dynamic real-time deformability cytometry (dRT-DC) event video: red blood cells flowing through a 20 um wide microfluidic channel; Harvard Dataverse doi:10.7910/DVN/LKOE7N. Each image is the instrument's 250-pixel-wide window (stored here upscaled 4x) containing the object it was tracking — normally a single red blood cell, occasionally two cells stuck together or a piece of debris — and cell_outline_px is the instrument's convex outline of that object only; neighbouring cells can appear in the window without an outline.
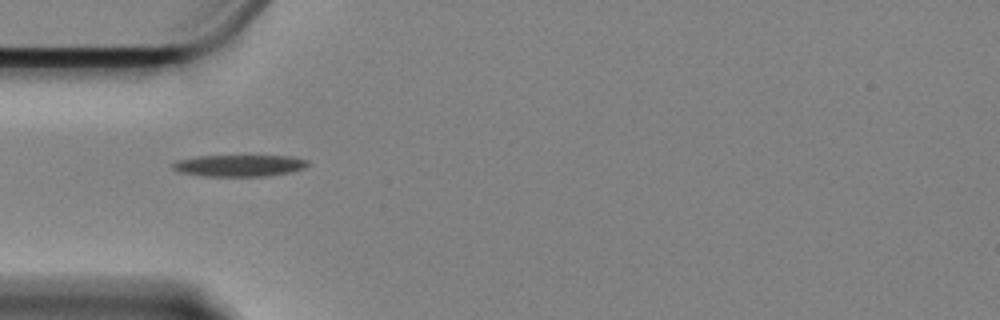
{"species": "Egyptian fruit bat (a non-hibernating species)", "species_latin": "Rousettus aegyptiacus", "temperature_condition": "cold", "stored_images_in_passage": 37, "camera_frame_rate_fps": 3000, "um_per_image_px": 0.085, "animal": {"sex": "female"}, "frame": {"image": 1, "passage_image": 1, "time_ms": 0.0, "image_size_px": [1000, 320], "cell_outline_px": [[308, 164], [304, 168], [292, 172], [264, 176], [204, 176], [180, 172], [172, 168], [172, 164], [176, 160], [196, 156], [248, 152], [292, 156], [308, 160]], "centroid_in_image_um": [20.37, 14.0], "position_along_channel_um": 64.6, "area_um2": 18.44}}
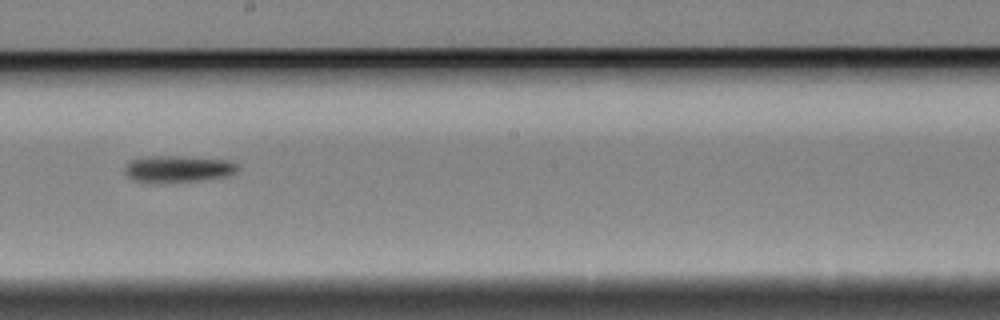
{"frame": {"image": 2, "passage_image": 16, "time_ms": 5.0, "image_size_px": [1000, 320], "cell_outline_px": [[240, 168], [236, 172], [224, 176], [200, 180], [132, 180], [124, 172], [124, 168], [132, 160], [148, 156], [176, 156], [228, 160], [236, 164]], "centroid_in_image_um": [15.16, 14.31], "position_along_channel_um": 233.0, "area_um2": 16.65}}
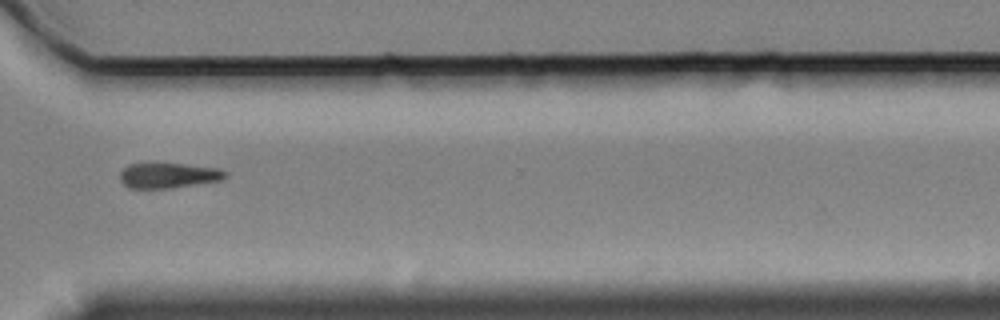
{"frame": {"image": 3, "passage_image": 27, "time_ms": 8.667, "image_size_px": [1000, 320], "cell_outline_px": [[228, 176], [220, 180], [172, 188], [128, 188], [120, 180], [120, 172], [128, 164], [184, 164], [220, 168], [228, 172]], "centroid_in_image_um": [14.34, 14.91], "position_along_channel_um": 356.3, "area_um2": 15.43}, "authors_computed_cell_mechanics": {"area_um2": 16.2996, "velocity_mm_per_s": 3.3624, "shape_relaxation_time_tau1_ms": 4.5763, "shape_relaxation_time_tau2_ms": null, "deformation_change_tau1": 0.1488, "deformation_change_tau2": null}}